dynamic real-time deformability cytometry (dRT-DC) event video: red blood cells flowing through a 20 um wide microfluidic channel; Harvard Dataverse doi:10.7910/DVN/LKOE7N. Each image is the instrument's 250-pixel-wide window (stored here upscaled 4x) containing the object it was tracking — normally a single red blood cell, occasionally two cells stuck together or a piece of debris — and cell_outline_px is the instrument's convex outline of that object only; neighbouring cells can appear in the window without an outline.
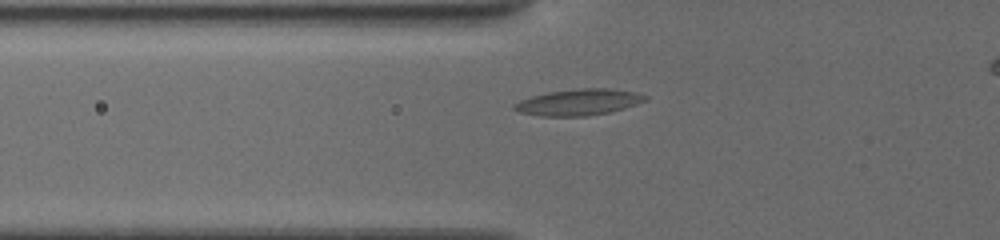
{"species": "common noctule bat (a hibernating species)", "species_latin": "Nyctalus noctula", "temperature_condition": "cold", "stored_images_in_passage": 26, "camera_frame_rate_fps": 3000, "um_per_image_px": 0.085, "animal": {"sex": "female", "body_mass_g": 19.5, "forearm_length_mm": 54.1}, "frame": {"image": 1, "passage_image": 21, "time_ms": 3.667, "image_size_px": [1000, 240], "cell_outline_px": [[648, 100], [612, 112], [584, 116], [540, 116], [520, 112], [512, 108], [512, 104], [520, 100], [532, 96], [548, 92], [580, 88], [608, 88], [636, 92], [648, 96]], "centroid_in_image_um": [49.19, 8.68], "position_along_channel_um": 76.6, "area_um2": 20.11}}